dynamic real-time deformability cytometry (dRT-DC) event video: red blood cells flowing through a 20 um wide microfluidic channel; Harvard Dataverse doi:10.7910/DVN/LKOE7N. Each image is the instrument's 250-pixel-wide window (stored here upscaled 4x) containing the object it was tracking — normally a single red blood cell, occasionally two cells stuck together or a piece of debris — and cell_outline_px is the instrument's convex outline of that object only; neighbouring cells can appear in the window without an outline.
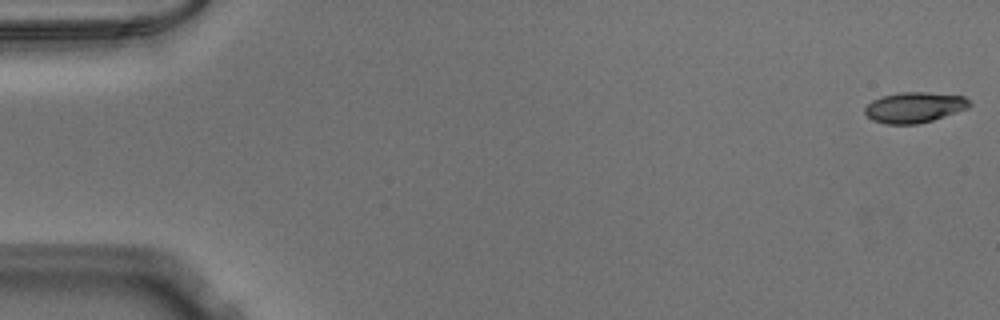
{"species": "Egyptian fruit bat (a non-hibernating species)", "species_latin": "Rousettus aegyptiacus", "temperature_condition": "warm", "stored_images_in_passage": 52, "camera_frame_rate_fps": 3000, "um_per_image_px": 0.085, "animal": {"sex": "male"}, "frame": {"image": 1, "passage_image": 1, "time_ms": 0.0, "image_size_px": [1000, 320], "cell_outline_px": [[972, 104], [968, 108], [932, 120], [916, 124], [884, 124], [872, 120], [864, 112], [864, 108], [872, 100], [880, 96], [900, 92], [928, 92], [964, 96]], "centroid_in_image_um": [77.7, 9.12], "position_along_channel_um": 7.3, "area_um2": 18.67}}
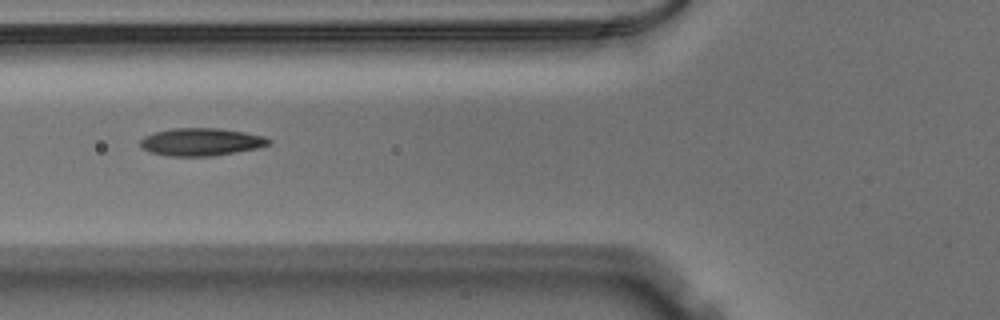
{"frame": {"image": 2, "passage_image": 20, "time_ms": 6.333, "image_size_px": [1000, 320], "cell_outline_px": [[272, 140], [268, 144], [256, 148], [236, 152], [212, 156], [168, 156], [152, 152], [140, 148], [140, 140], [144, 136], [156, 132], [172, 128], [220, 128], [244, 132], [264, 136]], "centroid_in_image_um": [17.07, 12.06], "position_along_channel_um": 108.7, "area_um2": 20.63}}
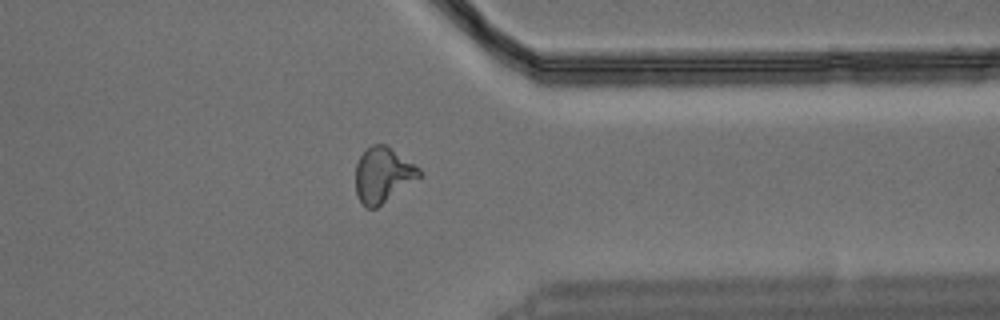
{"frame": {"image": 3, "passage_image": 41, "time_ms": 13.333, "image_size_px": [1000, 320], "cell_outline_px": [[424, 176], [376, 208], [364, 208], [360, 204], [356, 196], [356, 164], [360, 156], [372, 144], [384, 144], [420, 168]], "centroid_in_image_um": [32.56, 14.91], "position_along_channel_um": 378.8, "area_um2": 20.69}}